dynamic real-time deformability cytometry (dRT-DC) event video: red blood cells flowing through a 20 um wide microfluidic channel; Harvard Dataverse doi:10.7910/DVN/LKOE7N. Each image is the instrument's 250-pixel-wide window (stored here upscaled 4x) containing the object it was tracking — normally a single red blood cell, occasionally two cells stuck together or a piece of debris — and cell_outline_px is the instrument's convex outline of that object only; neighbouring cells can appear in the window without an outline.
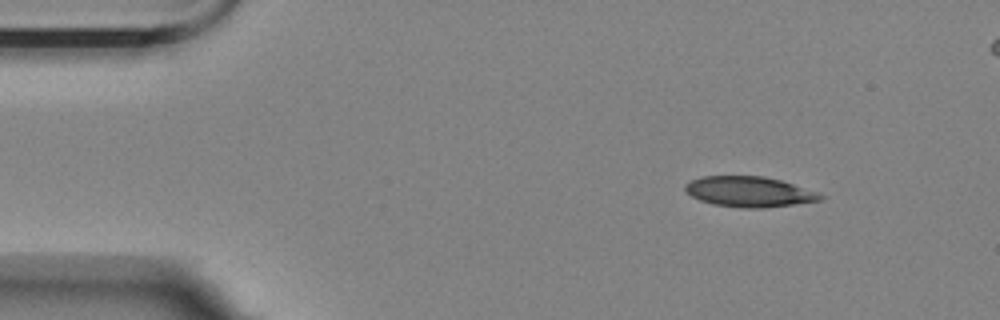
{"species": "Egyptian fruit bat (a non-hibernating species)", "species_latin": "Rousettus aegyptiacus", "temperature_condition": "room temperature", "stored_images_in_passage": 4, "segment_of_instrument_passage": [1, 2], "camera_frame_rate_fps": 3000, "um_per_image_px": 0.085, "animal": {"sex": "female"}, "frame": {"image": 1, "passage_image": 1, "time_ms": 0.0, "image_size_px": [1000, 320], "cell_outline_px": [[824, 200], [760, 208], [744, 208], [712, 204], [700, 200], [692, 196], [684, 188], [684, 184], [692, 180], [704, 176], [764, 176], [780, 180], [816, 192], [824, 196]], "centroid_in_image_um": [63.66, 16.29], "position_along_channel_um": 21.3, "area_um2": 23.64}}